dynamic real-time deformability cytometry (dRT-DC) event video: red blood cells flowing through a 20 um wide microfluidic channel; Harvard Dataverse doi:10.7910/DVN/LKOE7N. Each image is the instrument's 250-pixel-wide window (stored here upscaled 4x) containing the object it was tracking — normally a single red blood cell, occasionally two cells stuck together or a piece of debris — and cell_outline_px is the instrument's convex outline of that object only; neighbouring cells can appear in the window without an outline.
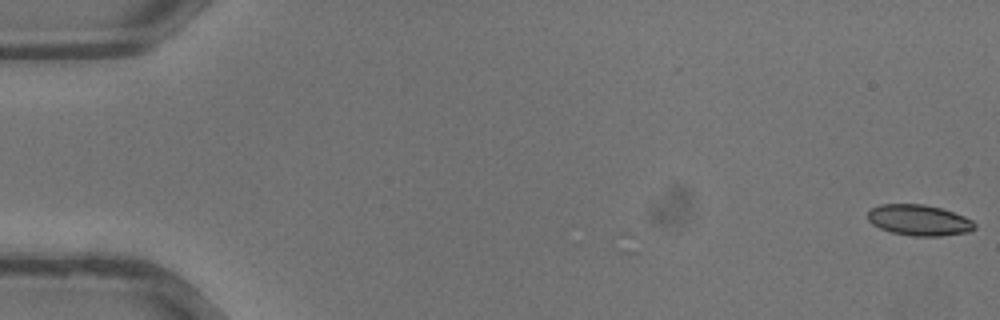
{"species": "common noctule bat (a hibernating species)", "species_latin": "Nyctalus noctula", "temperature_condition": "warm", "stored_images_in_passage": 36, "camera_frame_rate_fps": 3000, "um_per_image_px": 0.085, "animal": {"sex": "male", "body_mass_g": 13.3}, "frame": {"image": 1, "passage_image": 1, "time_ms": 0.0, "image_size_px": [1000, 320], "cell_outline_px": [[976, 228], [968, 232], [940, 236], [912, 236], [892, 232], [880, 228], [872, 224], [868, 220], [868, 212], [872, 208], [880, 204], [924, 204], [940, 208], [964, 216], [972, 220], [976, 224]], "centroid_in_image_um": [78.12, 18.71], "position_along_channel_um": 6.9, "area_um2": 19.19}}
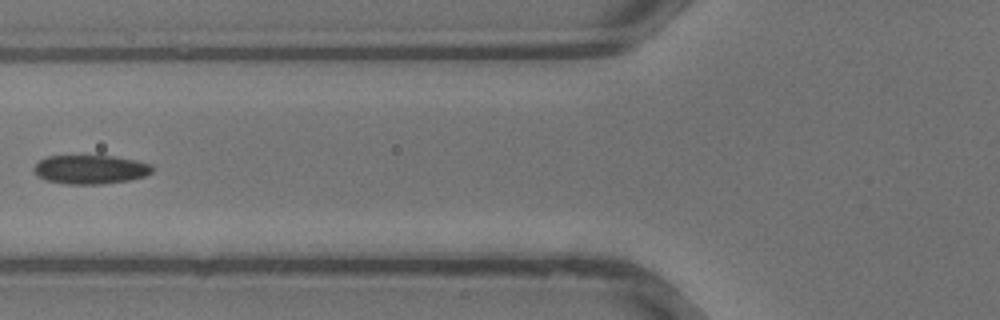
{"frame": {"image": 2, "passage_image": 15, "time_ms": 4.667, "image_size_px": [1000, 320], "cell_outline_px": [[156, 168], [152, 172], [144, 176], [128, 180], [100, 184], [68, 184], [48, 180], [36, 176], [32, 168], [40, 160], [48, 156], [116, 156], [136, 160], [152, 164]], "centroid_in_image_um": [7.71, 14.39], "position_along_channel_um": 118.1, "area_um2": 20.0}}
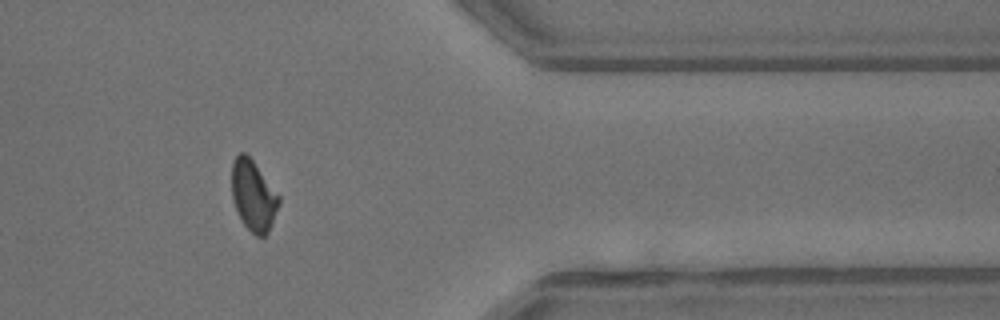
{"frame": {"image": 3, "passage_image": 30, "time_ms": 9.667, "image_size_px": [1000, 320], "cell_outline_px": [[280, 204], [272, 224], [268, 232], [264, 236], [256, 236], [244, 224], [236, 208], [232, 196], [232, 160], [240, 152], [244, 152], [252, 160], [280, 196]], "centroid_in_image_um": [21.55, 16.62], "position_along_channel_um": 389.9, "area_um2": 19.19}}